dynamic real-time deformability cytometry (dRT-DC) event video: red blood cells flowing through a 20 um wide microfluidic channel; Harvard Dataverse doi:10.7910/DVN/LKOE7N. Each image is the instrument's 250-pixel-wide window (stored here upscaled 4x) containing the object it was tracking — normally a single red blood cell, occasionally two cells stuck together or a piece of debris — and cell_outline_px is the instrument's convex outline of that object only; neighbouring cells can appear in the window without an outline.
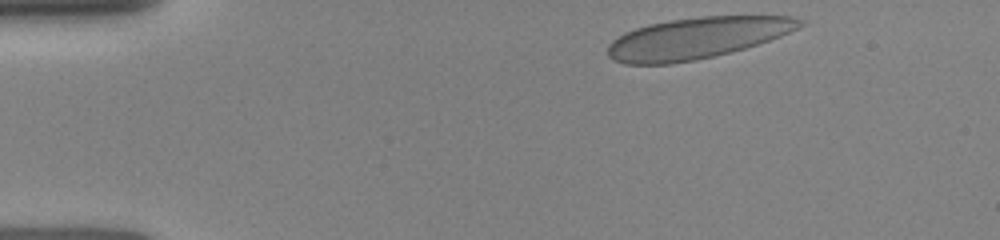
{"species": "human", "species_latin": "Homo sapiens", "temperature_condition": "room temperature", "stored_images_in_passage": 83, "camera_frame_rate_fps": 3000, "um_per_image_px": 0.085, "donor": {"sex": "female"}, "frame": {"image": 1, "passage_image": 1, "time_ms": 0.0, "image_size_px": [1000, 240], "cell_outline_px": [[804, 24], [780, 36], [744, 48], [696, 60], [672, 64], [624, 64], [612, 60], [608, 56], [608, 44], [612, 40], [624, 32], [648, 24], [668, 20], [700, 16], [792, 16], [800, 20]], "centroid_in_image_um": [59.15, 3.24], "position_along_channel_um": 25.9, "area_um2": 46.01}}
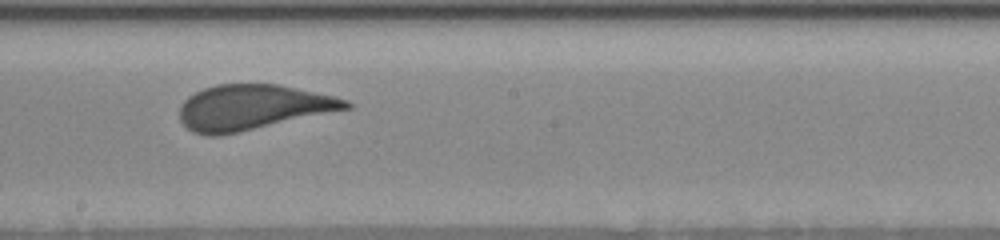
{"frame": {"image": 2, "passage_image": 43, "time_ms": 6.667, "image_size_px": [1000, 240], "cell_outline_px": [[352, 108], [240, 132], [220, 136], [208, 136], [192, 132], [180, 120], [180, 108], [184, 100], [188, 96], [204, 88], [216, 84], [276, 84], [336, 96], [348, 100], [352, 104]], "centroid_in_image_um": [21.48, 9.13], "position_along_channel_um": 226.7, "area_um2": 43.87}}
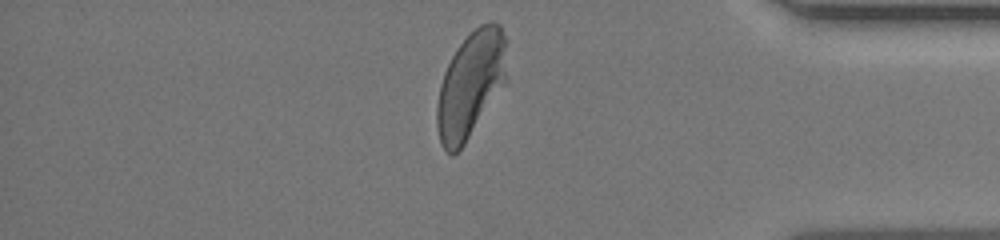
{"frame": {"image": 3, "passage_image": 72, "time_ms": 11.333, "image_size_px": [1000, 240], "cell_outline_px": [[508, 80], [464, 144], [452, 156], [440, 144], [436, 124], [436, 108], [440, 84], [444, 72], [456, 48], [480, 24], [492, 20], [500, 24], [504, 36]], "centroid_in_image_um": [40.01, 7.19], "position_along_channel_um": 395.2, "area_um2": 43.29}}